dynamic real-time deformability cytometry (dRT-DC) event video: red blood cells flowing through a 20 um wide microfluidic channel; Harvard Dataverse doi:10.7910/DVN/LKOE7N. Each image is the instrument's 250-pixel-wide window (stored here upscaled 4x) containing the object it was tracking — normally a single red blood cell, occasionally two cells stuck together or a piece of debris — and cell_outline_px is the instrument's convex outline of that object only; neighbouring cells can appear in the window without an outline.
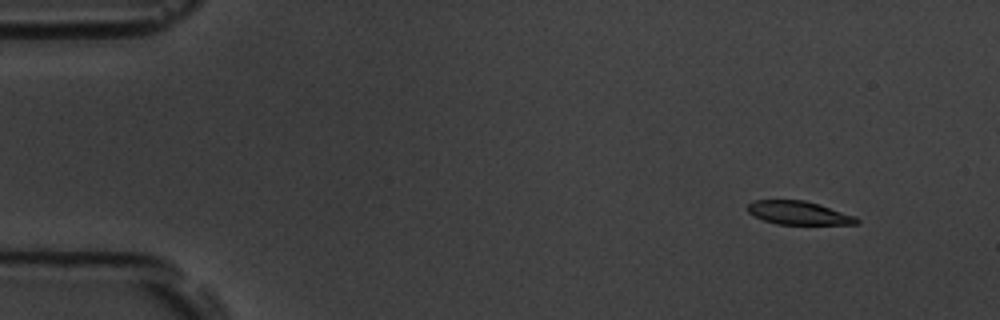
{"species": "common noctule bat (a hibernating species)", "species_latin": "Nyctalus noctula", "temperature_condition": "room temperature", "stored_images_in_passage": 7, "camera_frame_rate_fps": 3000, "um_per_image_px": 0.085, "animal": {"sex": "male", "body_mass_g": 19.5, "forearm_length_mm": 54.6}, "frame": {"image": 1, "passage_image": 2, "time_ms": 1.333, "image_size_px": [1000, 320], "cell_outline_px": [[860, 220], [856, 224], [776, 224], [764, 220], [748, 212], [744, 208], [748, 204], [756, 200], [804, 200], [820, 204], [856, 216]], "centroid_in_image_um": [67.88, 18.09], "position_along_channel_um": 17.1, "area_um2": 14.91}}
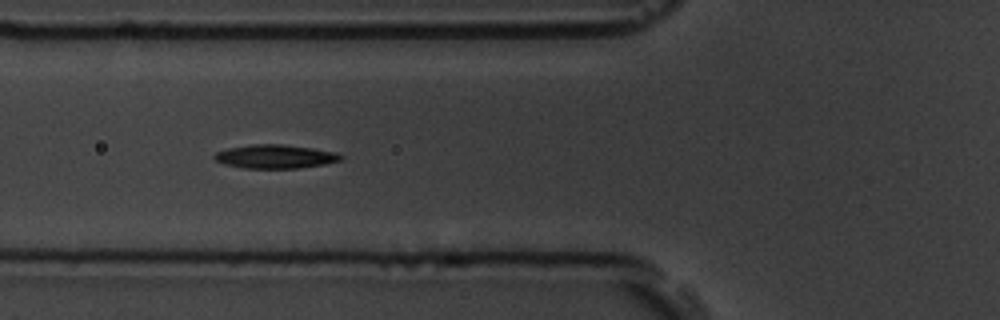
{"frame": {"image": 2, "passage_image": 6, "time_ms": 6.667, "image_size_px": [1000, 320], "cell_outline_px": [[344, 156], [340, 160], [324, 164], [300, 168], [244, 168], [224, 164], [216, 160], [212, 156], [216, 152], [228, 148], [252, 144], [284, 144], [312, 148], [336, 152]], "centroid_in_image_um": [23.39, 13.3], "position_along_channel_um": 102.4, "area_um2": 17.46}}
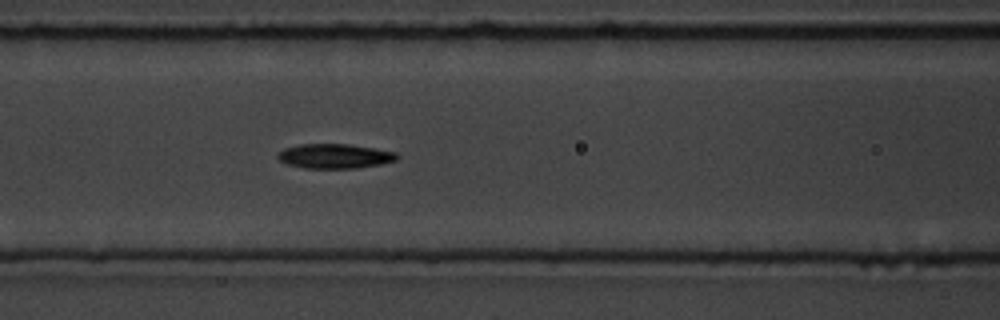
{"frame": {"image": 3, "passage_image": 7, "time_ms": 7.667, "image_size_px": [1000, 320], "cell_outline_px": [[400, 156], [396, 160], [380, 164], [356, 168], [304, 168], [288, 164], [280, 160], [276, 156], [284, 148], [300, 144], [348, 144], [396, 152]], "centroid_in_image_um": [28.45, 13.27], "position_along_channel_um": 138.1, "area_um2": 16.94}}